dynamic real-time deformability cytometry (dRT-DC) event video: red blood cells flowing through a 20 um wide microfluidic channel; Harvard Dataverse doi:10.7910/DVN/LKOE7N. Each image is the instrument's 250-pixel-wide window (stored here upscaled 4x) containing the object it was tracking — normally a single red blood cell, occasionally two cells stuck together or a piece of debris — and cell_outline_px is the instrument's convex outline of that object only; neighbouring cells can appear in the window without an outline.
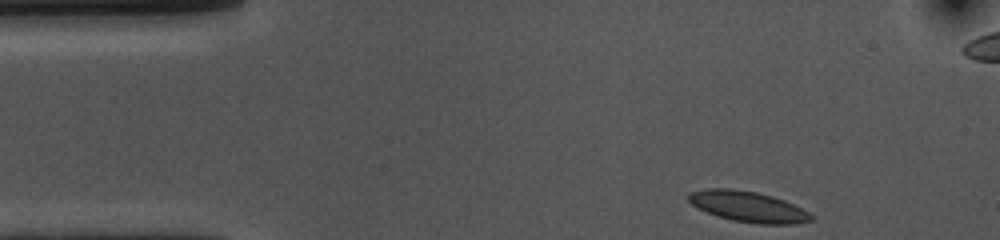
{"species": "common noctule bat (a hibernating species)", "species_latin": "Nyctalus noctula", "temperature_condition": "cold", "stored_images_in_passage": 38, "camera_frame_rate_fps": 3000, "um_per_image_px": 0.085, "animal": {"sex": "female", "body_mass_g": 10.0, "forearm_length_mm": 53.1}, "frame": {"image": 1, "passage_image": 1, "time_ms": 0.0, "image_size_px": [1000, 240], "cell_outline_px": [[816, 216], [812, 220], [792, 224], [760, 224], [732, 220], [716, 216], [696, 208], [688, 200], [688, 196], [692, 192], [708, 188], [732, 188], [756, 192], [772, 196], [784, 200]], "centroid_in_image_um": [63.57, 17.57], "position_along_channel_um": 21.4, "area_um2": 21.91}}
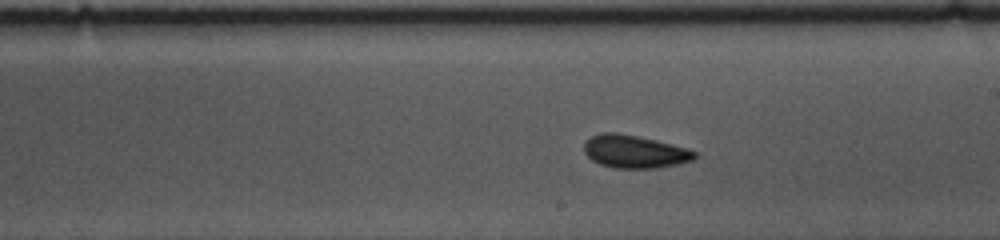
{"frame": {"image": 2, "passage_image": 24, "time_ms": 7.667, "image_size_px": [1000, 240], "cell_outline_px": [[696, 156], [692, 160], [676, 164], [656, 168], [612, 168], [600, 164], [592, 160], [584, 152], [584, 144], [592, 136], [604, 132], [616, 132], [656, 140], [672, 144], [696, 152]], "centroid_in_image_um": [53.91, 12.89], "position_along_channel_um": 235.1, "area_um2": 20.92}}
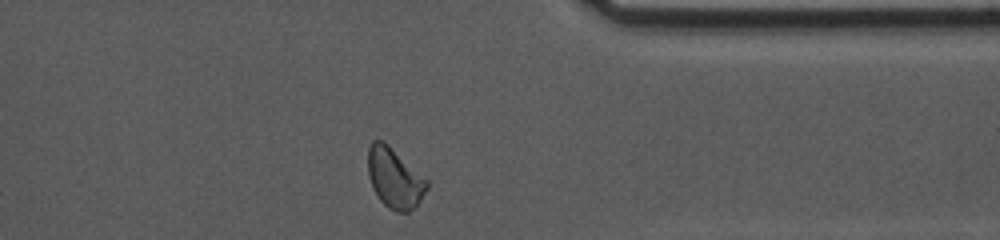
{"frame": {"image": 3, "passage_image": 37, "time_ms": 12.0, "image_size_px": [1000, 240], "cell_outline_px": [[428, 188], [420, 200], [408, 212], [396, 212], [388, 208], [380, 200], [372, 188], [368, 176], [368, 148], [372, 140], [380, 140], [388, 144], [428, 180]], "centroid_in_image_um": [33.52, 15.14], "position_along_channel_um": 377.9, "area_um2": 20.58}, "authors_computed_cell_mechanics": {"area_um2": 20.9236, "velocity_mm_per_s": 3.5724, "shape_relaxation_time_tau1_ms": 3.1603, "shape_relaxation_time_tau2_ms": 2.5631, "deformation_change_tau1": 0.0759, "deformation_change_tau2": 0.0802}}